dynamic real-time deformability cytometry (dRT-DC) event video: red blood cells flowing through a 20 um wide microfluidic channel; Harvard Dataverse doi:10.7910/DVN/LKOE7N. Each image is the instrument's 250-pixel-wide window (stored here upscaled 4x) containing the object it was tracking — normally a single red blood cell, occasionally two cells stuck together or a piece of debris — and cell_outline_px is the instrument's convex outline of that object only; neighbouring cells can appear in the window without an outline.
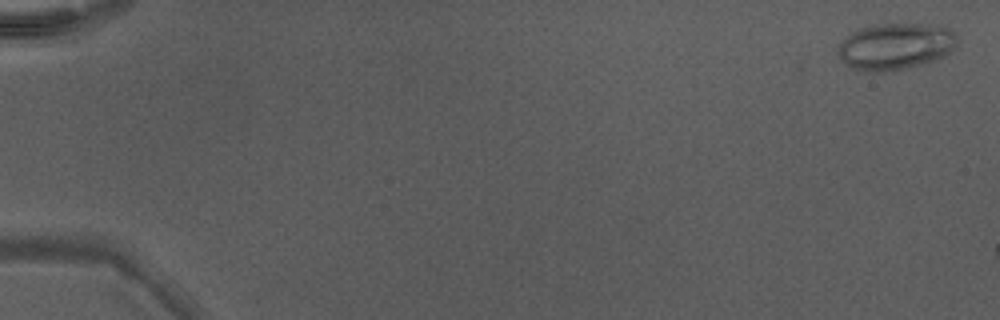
{"species": "Egyptian fruit bat (a non-hibernating species)", "species_latin": "Rousettus aegyptiacus", "temperature_condition": "warm", "stored_images_in_passage": 9, "camera_frame_rate_fps": 3000, "um_per_image_px": 0.085, "animal": {"sex": "male"}, "frame": {"image": 1, "passage_image": 2, "time_ms": 0.333, "image_size_px": [1000, 320], "cell_outline_px": [[960, 40], [944, 56], [928, 64], [892, 72], [860, 72], [848, 68], [840, 60], [836, 52], [836, 48], [852, 32], [860, 28], [876, 24], [920, 24], [948, 28]], "centroid_in_image_um": [76.06, 3.99], "position_along_channel_um": 8.9, "area_um2": 33.0}}